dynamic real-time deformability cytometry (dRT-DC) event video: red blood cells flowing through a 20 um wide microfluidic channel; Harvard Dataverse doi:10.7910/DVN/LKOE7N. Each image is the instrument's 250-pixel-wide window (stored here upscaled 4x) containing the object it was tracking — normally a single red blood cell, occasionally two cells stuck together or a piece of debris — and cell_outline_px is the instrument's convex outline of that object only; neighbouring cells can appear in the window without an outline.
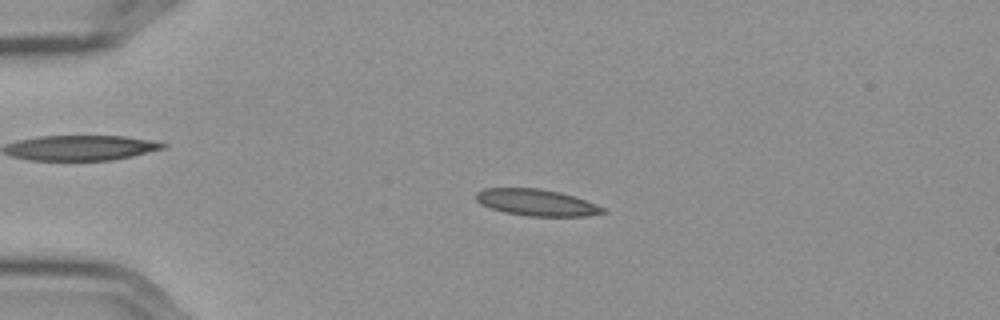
{"species": "Egyptian fruit bat (a non-hibernating species)", "species_latin": "Rousettus aegyptiacus", "temperature_condition": "cold", "stored_images_in_passage": 56, "camera_frame_rate_fps": 3000, "um_per_image_px": 0.085, "frame": {"image": 1, "passage_image": 13, "time_ms": 4.0, "image_size_px": [1000, 320], "cell_outline_px": [[604, 212], [584, 216], [528, 216], [504, 212], [480, 204], [476, 200], [476, 192], [484, 188], [540, 188], [560, 192], [584, 200], [604, 208]], "centroid_in_image_um": [45.54, 17.2], "position_along_channel_um": 39.5, "area_um2": 19.36}}
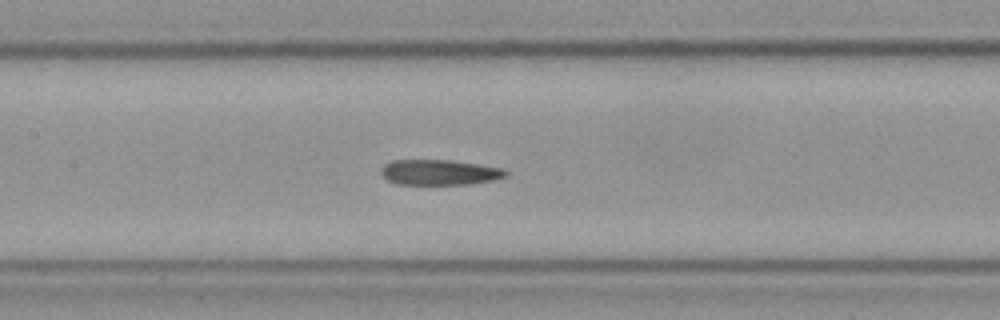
{"frame": {"image": 2, "passage_image": 27, "time_ms": 8.667, "image_size_px": [1000, 320], "cell_outline_px": [[508, 176], [496, 180], [468, 184], [396, 184], [388, 180], [380, 172], [380, 168], [384, 164], [392, 160], [452, 160], [480, 164], [504, 168], [508, 172]], "centroid_in_image_um": [37.39, 14.64], "position_along_channel_um": 170.0, "area_um2": 18.67}}
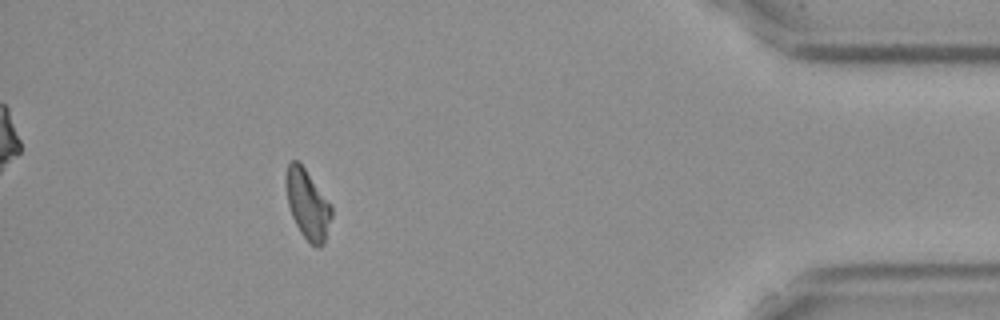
{"frame": {"image": 3, "passage_image": 51, "time_ms": 16.667, "image_size_px": [1000, 320], "cell_outline_px": [[332, 216], [324, 244], [320, 248], [316, 248], [300, 232], [292, 216], [288, 204], [284, 184], [284, 176], [288, 164], [292, 160], [296, 160], [304, 168], [332, 204]], "centroid_in_image_um": [26.14, 17.36], "position_along_channel_um": 409.1, "area_um2": 18.61}, "authors_computed_cell_mechanics": {"area_um2": 18.9006, "velocity_mm_per_s": 3.5902, "shape_relaxation_time_tau1_ms": null, "shape_relaxation_time_tau2_ms": 8.9768, "deformation_change_tau1": null, "deformation_change_tau2": 0.1842}}